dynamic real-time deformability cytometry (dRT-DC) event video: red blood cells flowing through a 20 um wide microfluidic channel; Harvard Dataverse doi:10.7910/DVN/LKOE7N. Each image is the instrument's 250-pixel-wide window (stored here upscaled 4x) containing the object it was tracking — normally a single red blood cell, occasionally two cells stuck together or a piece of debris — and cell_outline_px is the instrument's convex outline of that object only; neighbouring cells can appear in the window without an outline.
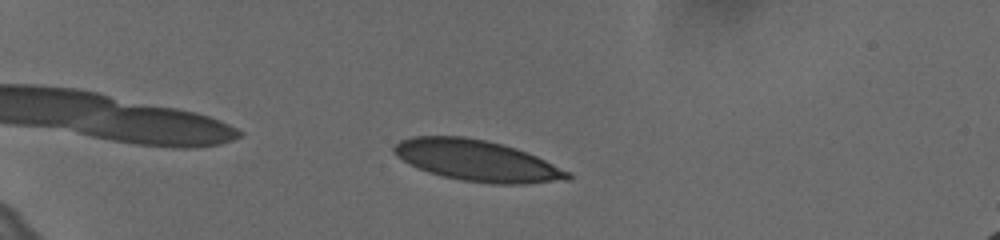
{"species": "human", "species_latin": "Homo sapiens", "temperature_condition": "cold", "stored_images_in_passage": 51, "camera_frame_rate_fps": 3000, "um_per_image_px": 0.085, "donor": {"sex": "female"}, "frame": {"image": 1, "passage_image": 9, "time_ms": 2.667, "image_size_px": [1000, 240], "cell_outline_px": [[572, 176], [568, 180], [524, 184], [492, 184], [464, 180], [444, 176], [428, 172], [408, 164], [392, 148], [400, 140], [412, 136], [464, 136], [488, 140], [516, 148], [528, 152], [568, 172]], "centroid_in_image_um": [40.55, 13.64], "position_along_channel_um": 44.4, "area_um2": 41.21}}
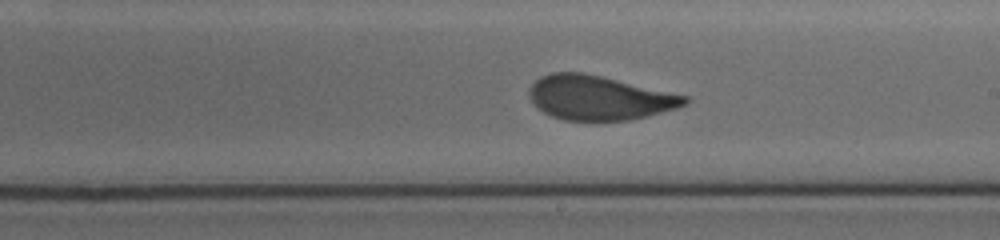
{"frame": {"image": 2, "passage_image": 30, "time_ms": 9.667, "image_size_px": [1000, 240], "cell_outline_px": [[692, 100], [688, 104], [676, 108], [648, 116], [632, 120], [564, 120], [552, 116], [544, 112], [532, 104], [528, 96], [528, 88], [540, 76], [552, 72], [584, 72], [688, 96]], "centroid_in_image_um": [50.91, 8.31], "position_along_channel_um": 238.1, "area_um2": 40.34}}
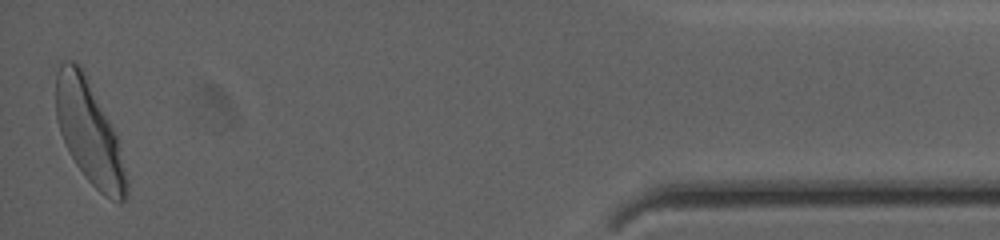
{"frame": {"image": 3, "passage_image": 51, "time_ms": 16.667, "image_size_px": [1000, 240], "cell_outline_px": [[128, 188], [124, 200], [120, 204], [104, 196], [84, 176], [76, 164], [60, 132], [56, 116], [56, 72], [60, 64], [64, 60], [72, 60], [84, 72], [116, 132], [128, 180]], "centroid_in_image_um": [7.6, 11.28], "position_along_channel_um": 427.6, "area_um2": 41.91}, "authors_computed_cell_mechanics": {"area_um2": 40.6912, "velocity_mm_per_s": 3.5993, "shape_relaxation_time_tau1_ms": 3.3107, "shape_relaxation_time_tau2_ms": null, "deformation_change_tau1": 0.1487, "deformation_change_tau2": null}}